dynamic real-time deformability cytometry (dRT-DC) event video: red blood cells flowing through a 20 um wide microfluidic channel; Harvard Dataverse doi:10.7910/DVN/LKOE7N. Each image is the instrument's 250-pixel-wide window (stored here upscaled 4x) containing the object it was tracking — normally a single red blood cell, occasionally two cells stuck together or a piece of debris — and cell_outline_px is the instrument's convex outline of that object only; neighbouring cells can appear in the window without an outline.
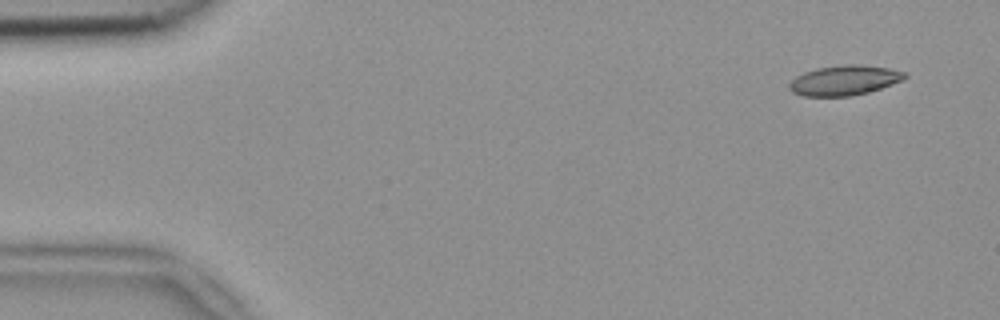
{"species": "common noctule bat (a hibernating species)", "species_latin": "Nyctalus noctula", "temperature_condition": "room temperature", "stored_images_in_passage": 4, "camera_frame_rate_fps": 3000, "um_per_image_px": 0.085, "animal": {"sex": "female", "body_mass_g": 18.4}, "frame": {"image": 1, "passage_image": 4, "time_ms": 1.0, "image_size_px": [1000, 320], "cell_outline_px": [[908, 76], [904, 80], [868, 92], [852, 96], [804, 96], [792, 92], [788, 88], [788, 84], [796, 76], [804, 72], [816, 68], [848, 64], [860, 64], [888, 68], [908, 72]], "centroid_in_image_um": [71.79, 6.82], "position_along_channel_um": 13.2, "area_um2": 20.29}}